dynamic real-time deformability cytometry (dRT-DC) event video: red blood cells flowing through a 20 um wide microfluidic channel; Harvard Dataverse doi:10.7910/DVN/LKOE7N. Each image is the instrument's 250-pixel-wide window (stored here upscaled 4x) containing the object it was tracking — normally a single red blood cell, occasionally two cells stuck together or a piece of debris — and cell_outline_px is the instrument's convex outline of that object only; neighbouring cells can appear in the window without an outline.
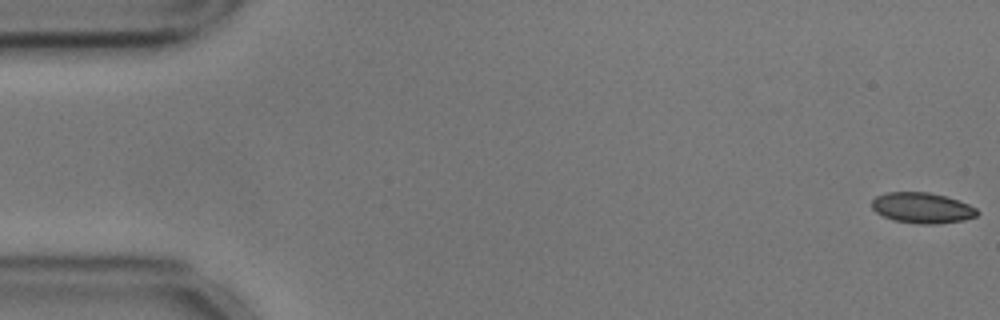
{"species": "common noctule bat (a hibernating species)", "species_latin": "Nyctalus noctula", "temperature_condition": "cold", "stored_images_in_passage": 14, "camera_frame_rate_fps": 3000, "um_per_image_px": 0.085, "animal": {"sex": "male", "body_mass_g": 17.9, "forearm_length_mm": 54.2}, "frame": {"image": 1, "passage_image": 1, "time_ms": 0.0, "image_size_px": [1000, 320], "cell_outline_px": [[980, 212], [976, 216], [964, 220], [936, 224], [920, 224], [892, 220], [876, 212], [872, 208], [872, 200], [876, 196], [888, 192], [928, 192], [944, 196], [968, 204], [976, 208]], "centroid_in_image_um": [78.38, 17.68], "position_along_channel_um": 6.6, "area_um2": 18.73}}
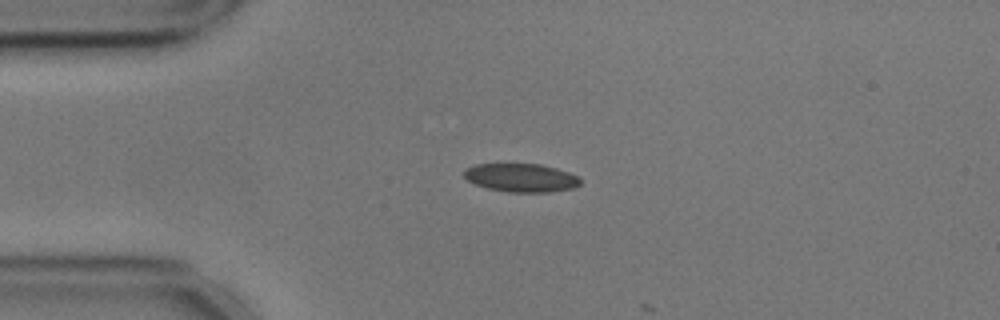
{"frame": {"image": 2, "passage_image": 13, "time_ms": 4.0, "image_size_px": [1000, 320], "cell_outline_px": [[580, 184], [572, 188], [548, 192], [508, 192], [488, 188], [476, 184], [468, 180], [464, 176], [464, 168], [476, 164], [540, 164], [556, 168], [568, 172], [576, 176], [580, 180]], "centroid_in_image_um": [44.27, 15.1], "position_along_channel_um": 40.7, "area_um2": 19.07}}